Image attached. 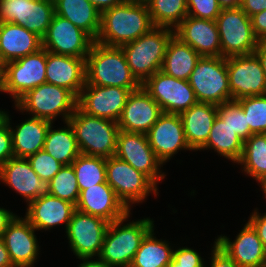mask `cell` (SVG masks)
<instances>
[{
	"label": "cell",
	"instance_id": "cell-1",
	"mask_svg": "<svg viewBox=\"0 0 266 267\" xmlns=\"http://www.w3.org/2000/svg\"><path fill=\"white\" fill-rule=\"evenodd\" d=\"M154 27L146 3L125 1L101 13L96 42L121 47L148 33Z\"/></svg>",
	"mask_w": 266,
	"mask_h": 267
},
{
	"label": "cell",
	"instance_id": "cell-2",
	"mask_svg": "<svg viewBox=\"0 0 266 267\" xmlns=\"http://www.w3.org/2000/svg\"><path fill=\"white\" fill-rule=\"evenodd\" d=\"M86 83L89 85L122 87L131 92L141 84L133 76L121 47L93 42L85 59Z\"/></svg>",
	"mask_w": 266,
	"mask_h": 267
},
{
	"label": "cell",
	"instance_id": "cell-3",
	"mask_svg": "<svg viewBox=\"0 0 266 267\" xmlns=\"http://www.w3.org/2000/svg\"><path fill=\"white\" fill-rule=\"evenodd\" d=\"M129 214L130 212L125 217L110 222L106 230L98 257L110 267L131 264L142 240L154 228V221L150 218L123 225Z\"/></svg>",
	"mask_w": 266,
	"mask_h": 267
},
{
	"label": "cell",
	"instance_id": "cell-4",
	"mask_svg": "<svg viewBox=\"0 0 266 267\" xmlns=\"http://www.w3.org/2000/svg\"><path fill=\"white\" fill-rule=\"evenodd\" d=\"M173 35L174 29L154 26L148 33L121 46L133 76L141 85L161 70L168 42Z\"/></svg>",
	"mask_w": 266,
	"mask_h": 267
},
{
	"label": "cell",
	"instance_id": "cell-5",
	"mask_svg": "<svg viewBox=\"0 0 266 267\" xmlns=\"http://www.w3.org/2000/svg\"><path fill=\"white\" fill-rule=\"evenodd\" d=\"M68 121L81 154L103 158L115 155L119 132L116 121L87 115L78 107Z\"/></svg>",
	"mask_w": 266,
	"mask_h": 267
},
{
	"label": "cell",
	"instance_id": "cell-6",
	"mask_svg": "<svg viewBox=\"0 0 266 267\" xmlns=\"http://www.w3.org/2000/svg\"><path fill=\"white\" fill-rule=\"evenodd\" d=\"M77 101L78 98L66 88L45 82L29 90L15 103V107L52 123L53 119L62 115L66 122L75 112Z\"/></svg>",
	"mask_w": 266,
	"mask_h": 267
},
{
	"label": "cell",
	"instance_id": "cell-7",
	"mask_svg": "<svg viewBox=\"0 0 266 267\" xmlns=\"http://www.w3.org/2000/svg\"><path fill=\"white\" fill-rule=\"evenodd\" d=\"M188 81L198 102L220 105L231 101L227 58L201 56Z\"/></svg>",
	"mask_w": 266,
	"mask_h": 267
},
{
	"label": "cell",
	"instance_id": "cell-8",
	"mask_svg": "<svg viewBox=\"0 0 266 267\" xmlns=\"http://www.w3.org/2000/svg\"><path fill=\"white\" fill-rule=\"evenodd\" d=\"M215 22L223 58L254 53L259 40L254 35L251 18L240 7L222 9Z\"/></svg>",
	"mask_w": 266,
	"mask_h": 267
},
{
	"label": "cell",
	"instance_id": "cell-9",
	"mask_svg": "<svg viewBox=\"0 0 266 267\" xmlns=\"http://www.w3.org/2000/svg\"><path fill=\"white\" fill-rule=\"evenodd\" d=\"M106 175V182L129 211L131 204L142 203L151 191L158 194L157 186L146 175L115 155L106 158Z\"/></svg>",
	"mask_w": 266,
	"mask_h": 267
},
{
	"label": "cell",
	"instance_id": "cell-10",
	"mask_svg": "<svg viewBox=\"0 0 266 267\" xmlns=\"http://www.w3.org/2000/svg\"><path fill=\"white\" fill-rule=\"evenodd\" d=\"M54 14V0H0V23L21 25L41 39Z\"/></svg>",
	"mask_w": 266,
	"mask_h": 267
},
{
	"label": "cell",
	"instance_id": "cell-11",
	"mask_svg": "<svg viewBox=\"0 0 266 267\" xmlns=\"http://www.w3.org/2000/svg\"><path fill=\"white\" fill-rule=\"evenodd\" d=\"M141 86L159 104L163 113L181 114L198 102L188 80L168 76L161 70Z\"/></svg>",
	"mask_w": 266,
	"mask_h": 267
},
{
	"label": "cell",
	"instance_id": "cell-12",
	"mask_svg": "<svg viewBox=\"0 0 266 267\" xmlns=\"http://www.w3.org/2000/svg\"><path fill=\"white\" fill-rule=\"evenodd\" d=\"M115 156L146 175L156 186L166 176L160 171L163 163L156 157L145 133L119 130Z\"/></svg>",
	"mask_w": 266,
	"mask_h": 267
},
{
	"label": "cell",
	"instance_id": "cell-13",
	"mask_svg": "<svg viewBox=\"0 0 266 267\" xmlns=\"http://www.w3.org/2000/svg\"><path fill=\"white\" fill-rule=\"evenodd\" d=\"M109 223L101 217L85 214L78 210L73 213L66 229V235L70 248L77 258L99 256Z\"/></svg>",
	"mask_w": 266,
	"mask_h": 267
},
{
	"label": "cell",
	"instance_id": "cell-14",
	"mask_svg": "<svg viewBox=\"0 0 266 267\" xmlns=\"http://www.w3.org/2000/svg\"><path fill=\"white\" fill-rule=\"evenodd\" d=\"M46 82V49L6 63V92L16 103L29 90Z\"/></svg>",
	"mask_w": 266,
	"mask_h": 267
},
{
	"label": "cell",
	"instance_id": "cell-15",
	"mask_svg": "<svg viewBox=\"0 0 266 267\" xmlns=\"http://www.w3.org/2000/svg\"><path fill=\"white\" fill-rule=\"evenodd\" d=\"M231 100L266 95V79L257 56L253 54L227 58Z\"/></svg>",
	"mask_w": 266,
	"mask_h": 267
},
{
	"label": "cell",
	"instance_id": "cell-16",
	"mask_svg": "<svg viewBox=\"0 0 266 267\" xmlns=\"http://www.w3.org/2000/svg\"><path fill=\"white\" fill-rule=\"evenodd\" d=\"M94 40L71 21L54 14L42 38V47L61 55L86 58Z\"/></svg>",
	"mask_w": 266,
	"mask_h": 267
},
{
	"label": "cell",
	"instance_id": "cell-17",
	"mask_svg": "<svg viewBox=\"0 0 266 267\" xmlns=\"http://www.w3.org/2000/svg\"><path fill=\"white\" fill-rule=\"evenodd\" d=\"M130 93L122 87L85 84L77 107L87 115L118 122Z\"/></svg>",
	"mask_w": 266,
	"mask_h": 267
},
{
	"label": "cell",
	"instance_id": "cell-18",
	"mask_svg": "<svg viewBox=\"0 0 266 267\" xmlns=\"http://www.w3.org/2000/svg\"><path fill=\"white\" fill-rule=\"evenodd\" d=\"M156 157L165 163L181 149H190L180 114L163 113L146 133Z\"/></svg>",
	"mask_w": 266,
	"mask_h": 267
},
{
	"label": "cell",
	"instance_id": "cell-19",
	"mask_svg": "<svg viewBox=\"0 0 266 267\" xmlns=\"http://www.w3.org/2000/svg\"><path fill=\"white\" fill-rule=\"evenodd\" d=\"M163 111L159 104L142 88L132 91L119 119V130L147 133Z\"/></svg>",
	"mask_w": 266,
	"mask_h": 267
},
{
	"label": "cell",
	"instance_id": "cell-20",
	"mask_svg": "<svg viewBox=\"0 0 266 267\" xmlns=\"http://www.w3.org/2000/svg\"><path fill=\"white\" fill-rule=\"evenodd\" d=\"M174 35L200 56H221L220 36L214 20L186 16L174 29Z\"/></svg>",
	"mask_w": 266,
	"mask_h": 267
},
{
	"label": "cell",
	"instance_id": "cell-21",
	"mask_svg": "<svg viewBox=\"0 0 266 267\" xmlns=\"http://www.w3.org/2000/svg\"><path fill=\"white\" fill-rule=\"evenodd\" d=\"M229 239L221 235L215 239L216 245L240 267L266 266V248L248 221L234 241Z\"/></svg>",
	"mask_w": 266,
	"mask_h": 267
},
{
	"label": "cell",
	"instance_id": "cell-22",
	"mask_svg": "<svg viewBox=\"0 0 266 267\" xmlns=\"http://www.w3.org/2000/svg\"><path fill=\"white\" fill-rule=\"evenodd\" d=\"M35 230L25 218L16 216L1 236L15 267H32L34 265L39 254Z\"/></svg>",
	"mask_w": 266,
	"mask_h": 267
},
{
	"label": "cell",
	"instance_id": "cell-23",
	"mask_svg": "<svg viewBox=\"0 0 266 267\" xmlns=\"http://www.w3.org/2000/svg\"><path fill=\"white\" fill-rule=\"evenodd\" d=\"M76 210L101 217L108 222L121 219L130 212L107 182L80 191Z\"/></svg>",
	"mask_w": 266,
	"mask_h": 267
},
{
	"label": "cell",
	"instance_id": "cell-24",
	"mask_svg": "<svg viewBox=\"0 0 266 267\" xmlns=\"http://www.w3.org/2000/svg\"><path fill=\"white\" fill-rule=\"evenodd\" d=\"M85 59L46 50V82L66 88L78 98L86 83Z\"/></svg>",
	"mask_w": 266,
	"mask_h": 267
},
{
	"label": "cell",
	"instance_id": "cell-25",
	"mask_svg": "<svg viewBox=\"0 0 266 267\" xmlns=\"http://www.w3.org/2000/svg\"><path fill=\"white\" fill-rule=\"evenodd\" d=\"M25 219L36 230H49L53 226L68 223L76 211V205L66 200L44 194L30 201L28 204Z\"/></svg>",
	"mask_w": 266,
	"mask_h": 267
},
{
	"label": "cell",
	"instance_id": "cell-26",
	"mask_svg": "<svg viewBox=\"0 0 266 267\" xmlns=\"http://www.w3.org/2000/svg\"><path fill=\"white\" fill-rule=\"evenodd\" d=\"M0 180L30 202L47 194V184L34 172L27 158L12 157L0 167Z\"/></svg>",
	"mask_w": 266,
	"mask_h": 267
},
{
	"label": "cell",
	"instance_id": "cell-27",
	"mask_svg": "<svg viewBox=\"0 0 266 267\" xmlns=\"http://www.w3.org/2000/svg\"><path fill=\"white\" fill-rule=\"evenodd\" d=\"M180 116L190 149L200 150L206 144L217 117V105L197 102Z\"/></svg>",
	"mask_w": 266,
	"mask_h": 267
},
{
	"label": "cell",
	"instance_id": "cell-28",
	"mask_svg": "<svg viewBox=\"0 0 266 267\" xmlns=\"http://www.w3.org/2000/svg\"><path fill=\"white\" fill-rule=\"evenodd\" d=\"M42 48V39L21 25L0 23V55L2 61L9 62Z\"/></svg>",
	"mask_w": 266,
	"mask_h": 267
},
{
	"label": "cell",
	"instance_id": "cell-29",
	"mask_svg": "<svg viewBox=\"0 0 266 267\" xmlns=\"http://www.w3.org/2000/svg\"><path fill=\"white\" fill-rule=\"evenodd\" d=\"M52 122L31 117L11 130L14 157L28 158L43 150L47 131Z\"/></svg>",
	"mask_w": 266,
	"mask_h": 267
},
{
	"label": "cell",
	"instance_id": "cell-30",
	"mask_svg": "<svg viewBox=\"0 0 266 267\" xmlns=\"http://www.w3.org/2000/svg\"><path fill=\"white\" fill-rule=\"evenodd\" d=\"M55 14L71 21L96 41L101 28V12L89 0H54Z\"/></svg>",
	"mask_w": 266,
	"mask_h": 267
},
{
	"label": "cell",
	"instance_id": "cell-31",
	"mask_svg": "<svg viewBox=\"0 0 266 267\" xmlns=\"http://www.w3.org/2000/svg\"><path fill=\"white\" fill-rule=\"evenodd\" d=\"M200 58L189 44L173 35L168 42L161 71L180 80H189Z\"/></svg>",
	"mask_w": 266,
	"mask_h": 267
},
{
	"label": "cell",
	"instance_id": "cell-32",
	"mask_svg": "<svg viewBox=\"0 0 266 267\" xmlns=\"http://www.w3.org/2000/svg\"><path fill=\"white\" fill-rule=\"evenodd\" d=\"M67 127L53 129L52 123L47 131L43 150L60 162L62 165H71L81 154L73 127L66 121Z\"/></svg>",
	"mask_w": 266,
	"mask_h": 267
},
{
	"label": "cell",
	"instance_id": "cell-33",
	"mask_svg": "<svg viewBox=\"0 0 266 267\" xmlns=\"http://www.w3.org/2000/svg\"><path fill=\"white\" fill-rule=\"evenodd\" d=\"M243 144L244 141L217 115L209 138L200 150L214 149L221 156L237 163L242 155Z\"/></svg>",
	"mask_w": 266,
	"mask_h": 267
},
{
	"label": "cell",
	"instance_id": "cell-34",
	"mask_svg": "<svg viewBox=\"0 0 266 267\" xmlns=\"http://www.w3.org/2000/svg\"><path fill=\"white\" fill-rule=\"evenodd\" d=\"M246 174L260 184L266 179V133L252 134L244 141L240 160Z\"/></svg>",
	"mask_w": 266,
	"mask_h": 267
},
{
	"label": "cell",
	"instance_id": "cell-35",
	"mask_svg": "<svg viewBox=\"0 0 266 267\" xmlns=\"http://www.w3.org/2000/svg\"><path fill=\"white\" fill-rule=\"evenodd\" d=\"M173 251L167 241L154 237V228L142 240L132 265L134 267H168Z\"/></svg>",
	"mask_w": 266,
	"mask_h": 267
},
{
	"label": "cell",
	"instance_id": "cell-36",
	"mask_svg": "<svg viewBox=\"0 0 266 267\" xmlns=\"http://www.w3.org/2000/svg\"><path fill=\"white\" fill-rule=\"evenodd\" d=\"M146 4L155 27L175 29L188 16L186 0H149Z\"/></svg>",
	"mask_w": 266,
	"mask_h": 267
},
{
	"label": "cell",
	"instance_id": "cell-37",
	"mask_svg": "<svg viewBox=\"0 0 266 267\" xmlns=\"http://www.w3.org/2000/svg\"><path fill=\"white\" fill-rule=\"evenodd\" d=\"M72 166L80 191L106 182V158L80 154Z\"/></svg>",
	"mask_w": 266,
	"mask_h": 267
},
{
	"label": "cell",
	"instance_id": "cell-38",
	"mask_svg": "<svg viewBox=\"0 0 266 267\" xmlns=\"http://www.w3.org/2000/svg\"><path fill=\"white\" fill-rule=\"evenodd\" d=\"M47 193L76 205L80 190L72 164L64 165L50 180Z\"/></svg>",
	"mask_w": 266,
	"mask_h": 267
},
{
	"label": "cell",
	"instance_id": "cell-39",
	"mask_svg": "<svg viewBox=\"0 0 266 267\" xmlns=\"http://www.w3.org/2000/svg\"><path fill=\"white\" fill-rule=\"evenodd\" d=\"M237 102L244 111L250 131L266 133V95L245 97Z\"/></svg>",
	"mask_w": 266,
	"mask_h": 267
},
{
	"label": "cell",
	"instance_id": "cell-40",
	"mask_svg": "<svg viewBox=\"0 0 266 267\" xmlns=\"http://www.w3.org/2000/svg\"><path fill=\"white\" fill-rule=\"evenodd\" d=\"M217 115L224 123L229 125L243 141L253 134L247 125L244 111L237 101L231 100L217 105Z\"/></svg>",
	"mask_w": 266,
	"mask_h": 267
},
{
	"label": "cell",
	"instance_id": "cell-41",
	"mask_svg": "<svg viewBox=\"0 0 266 267\" xmlns=\"http://www.w3.org/2000/svg\"><path fill=\"white\" fill-rule=\"evenodd\" d=\"M27 159L34 172L46 184H48L64 166L44 150L38 151L37 153L29 156Z\"/></svg>",
	"mask_w": 266,
	"mask_h": 267
},
{
	"label": "cell",
	"instance_id": "cell-42",
	"mask_svg": "<svg viewBox=\"0 0 266 267\" xmlns=\"http://www.w3.org/2000/svg\"><path fill=\"white\" fill-rule=\"evenodd\" d=\"M188 16L216 20L222 8L218 0H186Z\"/></svg>",
	"mask_w": 266,
	"mask_h": 267
},
{
	"label": "cell",
	"instance_id": "cell-43",
	"mask_svg": "<svg viewBox=\"0 0 266 267\" xmlns=\"http://www.w3.org/2000/svg\"><path fill=\"white\" fill-rule=\"evenodd\" d=\"M203 262L194 249L182 247L173 251V259L168 267H204Z\"/></svg>",
	"mask_w": 266,
	"mask_h": 267
},
{
	"label": "cell",
	"instance_id": "cell-44",
	"mask_svg": "<svg viewBox=\"0 0 266 267\" xmlns=\"http://www.w3.org/2000/svg\"><path fill=\"white\" fill-rule=\"evenodd\" d=\"M10 120L9 114H7L6 122L0 126V167L14 157Z\"/></svg>",
	"mask_w": 266,
	"mask_h": 267
},
{
	"label": "cell",
	"instance_id": "cell-45",
	"mask_svg": "<svg viewBox=\"0 0 266 267\" xmlns=\"http://www.w3.org/2000/svg\"><path fill=\"white\" fill-rule=\"evenodd\" d=\"M214 249H212L211 267H240L235 261H233L222 249L214 243Z\"/></svg>",
	"mask_w": 266,
	"mask_h": 267
},
{
	"label": "cell",
	"instance_id": "cell-46",
	"mask_svg": "<svg viewBox=\"0 0 266 267\" xmlns=\"http://www.w3.org/2000/svg\"><path fill=\"white\" fill-rule=\"evenodd\" d=\"M250 18L255 37L259 41L266 40V10L252 15Z\"/></svg>",
	"mask_w": 266,
	"mask_h": 267
},
{
	"label": "cell",
	"instance_id": "cell-47",
	"mask_svg": "<svg viewBox=\"0 0 266 267\" xmlns=\"http://www.w3.org/2000/svg\"><path fill=\"white\" fill-rule=\"evenodd\" d=\"M248 222L257 231L258 237L266 248V213L261 216V213L256 210L250 215Z\"/></svg>",
	"mask_w": 266,
	"mask_h": 267
},
{
	"label": "cell",
	"instance_id": "cell-48",
	"mask_svg": "<svg viewBox=\"0 0 266 267\" xmlns=\"http://www.w3.org/2000/svg\"><path fill=\"white\" fill-rule=\"evenodd\" d=\"M240 8L251 17L266 10V0H241Z\"/></svg>",
	"mask_w": 266,
	"mask_h": 267
},
{
	"label": "cell",
	"instance_id": "cell-49",
	"mask_svg": "<svg viewBox=\"0 0 266 267\" xmlns=\"http://www.w3.org/2000/svg\"><path fill=\"white\" fill-rule=\"evenodd\" d=\"M15 217L16 215L13 212L0 207V237Z\"/></svg>",
	"mask_w": 266,
	"mask_h": 267
},
{
	"label": "cell",
	"instance_id": "cell-50",
	"mask_svg": "<svg viewBox=\"0 0 266 267\" xmlns=\"http://www.w3.org/2000/svg\"><path fill=\"white\" fill-rule=\"evenodd\" d=\"M101 13L116 5L124 3L126 0H89Z\"/></svg>",
	"mask_w": 266,
	"mask_h": 267
},
{
	"label": "cell",
	"instance_id": "cell-51",
	"mask_svg": "<svg viewBox=\"0 0 266 267\" xmlns=\"http://www.w3.org/2000/svg\"><path fill=\"white\" fill-rule=\"evenodd\" d=\"M254 54L260 61L266 79V40L258 42Z\"/></svg>",
	"mask_w": 266,
	"mask_h": 267
},
{
	"label": "cell",
	"instance_id": "cell-52",
	"mask_svg": "<svg viewBox=\"0 0 266 267\" xmlns=\"http://www.w3.org/2000/svg\"><path fill=\"white\" fill-rule=\"evenodd\" d=\"M0 267H15L10 259L3 239L0 237Z\"/></svg>",
	"mask_w": 266,
	"mask_h": 267
},
{
	"label": "cell",
	"instance_id": "cell-53",
	"mask_svg": "<svg viewBox=\"0 0 266 267\" xmlns=\"http://www.w3.org/2000/svg\"><path fill=\"white\" fill-rule=\"evenodd\" d=\"M81 260L83 261V263H81L78 267H110L99 257L97 260H91V257L81 258Z\"/></svg>",
	"mask_w": 266,
	"mask_h": 267
},
{
	"label": "cell",
	"instance_id": "cell-54",
	"mask_svg": "<svg viewBox=\"0 0 266 267\" xmlns=\"http://www.w3.org/2000/svg\"><path fill=\"white\" fill-rule=\"evenodd\" d=\"M0 91L6 92V62L0 61Z\"/></svg>",
	"mask_w": 266,
	"mask_h": 267
},
{
	"label": "cell",
	"instance_id": "cell-55",
	"mask_svg": "<svg viewBox=\"0 0 266 267\" xmlns=\"http://www.w3.org/2000/svg\"><path fill=\"white\" fill-rule=\"evenodd\" d=\"M222 9L240 7L241 0H218Z\"/></svg>",
	"mask_w": 266,
	"mask_h": 267
},
{
	"label": "cell",
	"instance_id": "cell-56",
	"mask_svg": "<svg viewBox=\"0 0 266 267\" xmlns=\"http://www.w3.org/2000/svg\"><path fill=\"white\" fill-rule=\"evenodd\" d=\"M7 114L5 111L0 110V126L6 122Z\"/></svg>",
	"mask_w": 266,
	"mask_h": 267
},
{
	"label": "cell",
	"instance_id": "cell-57",
	"mask_svg": "<svg viewBox=\"0 0 266 267\" xmlns=\"http://www.w3.org/2000/svg\"><path fill=\"white\" fill-rule=\"evenodd\" d=\"M261 190H263V193H265L266 196V179L261 183Z\"/></svg>",
	"mask_w": 266,
	"mask_h": 267
},
{
	"label": "cell",
	"instance_id": "cell-58",
	"mask_svg": "<svg viewBox=\"0 0 266 267\" xmlns=\"http://www.w3.org/2000/svg\"><path fill=\"white\" fill-rule=\"evenodd\" d=\"M130 2H136V3H147L149 0H126Z\"/></svg>",
	"mask_w": 266,
	"mask_h": 267
},
{
	"label": "cell",
	"instance_id": "cell-59",
	"mask_svg": "<svg viewBox=\"0 0 266 267\" xmlns=\"http://www.w3.org/2000/svg\"><path fill=\"white\" fill-rule=\"evenodd\" d=\"M121 267H134L132 264H128V265H124V266H121Z\"/></svg>",
	"mask_w": 266,
	"mask_h": 267
}]
</instances>
